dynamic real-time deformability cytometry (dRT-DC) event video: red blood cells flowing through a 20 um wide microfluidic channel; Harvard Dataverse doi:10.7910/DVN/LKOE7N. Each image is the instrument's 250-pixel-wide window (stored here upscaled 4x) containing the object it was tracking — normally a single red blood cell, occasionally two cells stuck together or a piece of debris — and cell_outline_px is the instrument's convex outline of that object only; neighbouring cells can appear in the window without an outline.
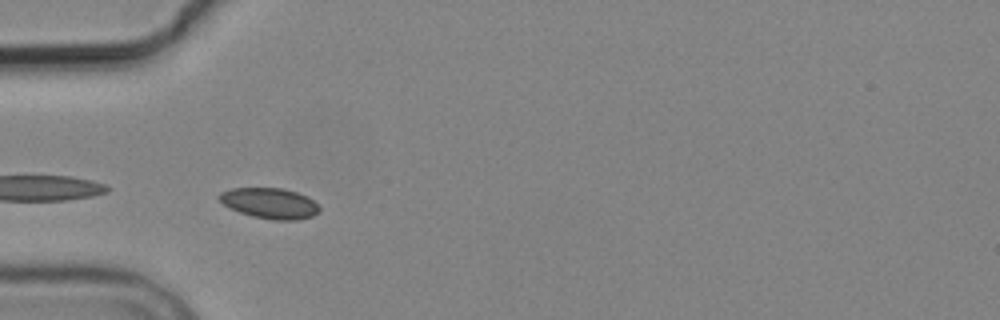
{"species": "common noctule bat (a hibernating species)", "species_latin": "Nyctalus noctula", "temperature_condition": "cold", "stored_images_in_passage": 9, "camera_frame_rate_fps": 3000, "um_per_image_px": 0.085, "animal": {"sex": "male", "body_mass_g": 19.2, "forearm_length_mm": 51.8}, "frame": {"image": 1, "passage_image": 4, "time_ms": 3.333, "image_size_px": [1000, 320], "cell_outline_px": [[320, 212], [312, 216], [296, 220], [272, 220], [252, 216], [240, 212], [224, 204], [216, 196], [220, 192], [232, 188], [284, 188], [308, 196], [320, 208]], "centroid_in_image_um": [22.94, 17.27], "position_along_channel_um": 62.1, "area_um2": 17.86}}
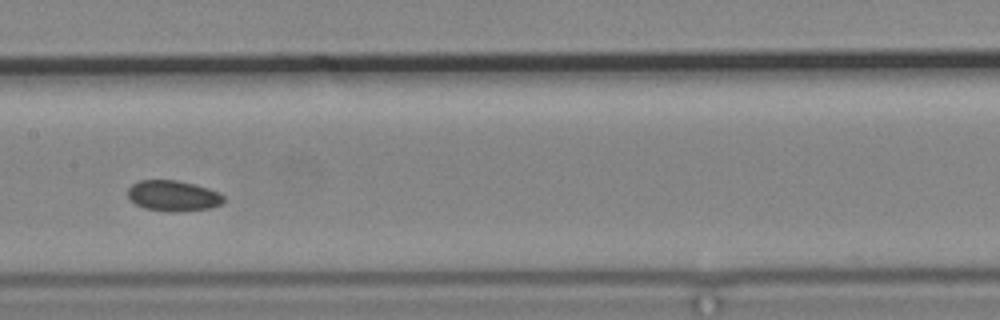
{"frame": {"image": 2, "passage_image": 7, "time_ms": 7.0, "image_size_px": [1000, 320], "cell_outline_px": [[224, 200], [220, 204], [212, 208], [180, 212], [168, 212], [144, 208], [136, 204], [128, 196], [128, 188], [132, 184], [140, 180], [176, 180], [208, 188], [220, 192], [224, 196]], "centroid_in_image_um": [14.73, 16.65], "position_along_channel_um": 192.7, "area_um2": 17.22}}
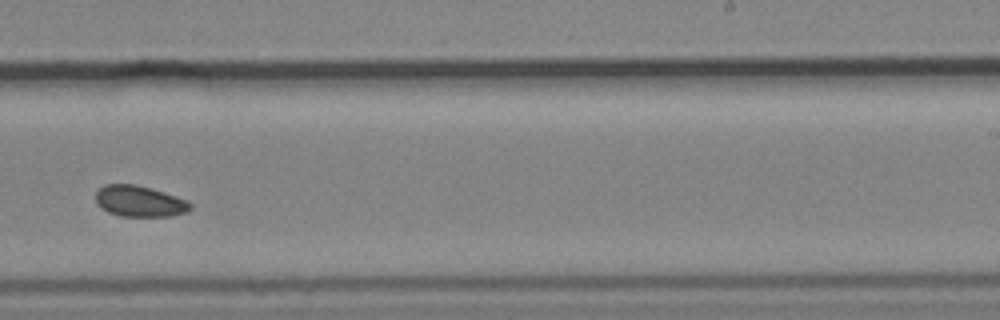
{"frame": {"image": 3, "passage_image": 9, "time_ms": 9.333, "image_size_px": [1000, 320], "cell_outline_px": [[192, 208], [188, 212], [168, 216], [120, 216], [108, 212], [100, 208], [96, 204], [96, 192], [104, 184], [136, 184], [164, 192], [184, 200], [192, 204]], "centroid_in_image_um": [11.82, 17.11], "position_along_channel_um": 277.2, "area_um2": 17.11}}